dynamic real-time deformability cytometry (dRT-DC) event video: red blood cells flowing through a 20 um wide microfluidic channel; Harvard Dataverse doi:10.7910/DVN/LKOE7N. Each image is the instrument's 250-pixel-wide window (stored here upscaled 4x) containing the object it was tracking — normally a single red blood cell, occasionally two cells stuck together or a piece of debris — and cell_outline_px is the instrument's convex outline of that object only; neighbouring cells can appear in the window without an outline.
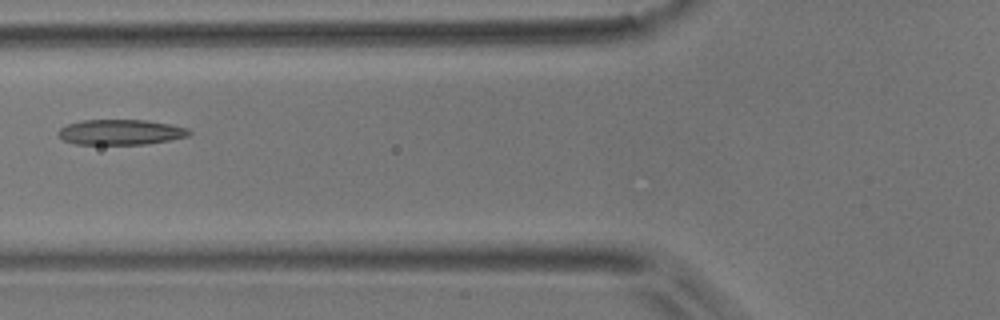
{"species": "common noctule bat (a hibernating species)", "species_latin": "Nyctalus noctula", "temperature_condition": "room temperature", "stored_images_in_passage": 8, "camera_frame_rate_fps": 3000, "um_per_image_px": 0.085, "animal": {"sex": "male", "body_mass_g": 17.9}, "frame": {"image": 1, "passage_image": 5, "time_ms": 5.0, "image_size_px": [1000, 320], "cell_outline_px": [[192, 132], [188, 136], [168, 140], [144, 144], [76, 144], [64, 140], [56, 132], [60, 128], [68, 124], [84, 120], [144, 120], [172, 124], [188, 128]], "centroid_in_image_um": [10.26, 11.23], "position_along_channel_um": 115.5, "area_um2": 19.19}}
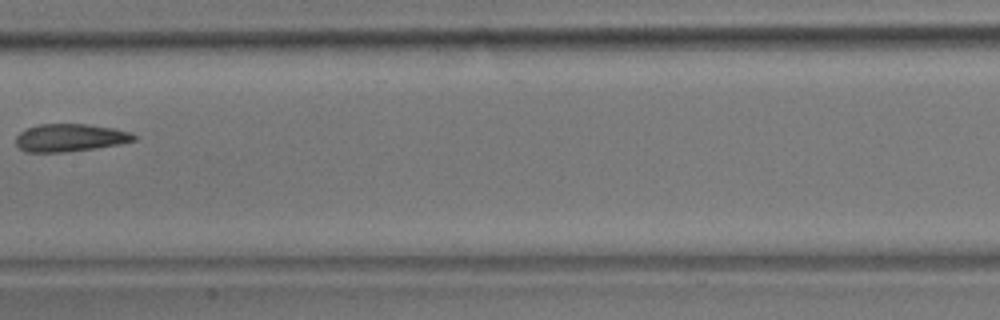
{"frame": {"image": 2, "passage_image": 7, "time_ms": 7.333, "image_size_px": [1000, 320], "cell_outline_px": [[136, 140], [120, 144], [96, 148], [64, 152], [24, 152], [16, 144], [16, 136], [20, 132], [36, 124], [88, 124], [112, 128], [132, 132], [136, 136]], "centroid_in_image_um": [5.96, 11.7], "position_along_channel_um": 201.4, "area_um2": 19.13}}
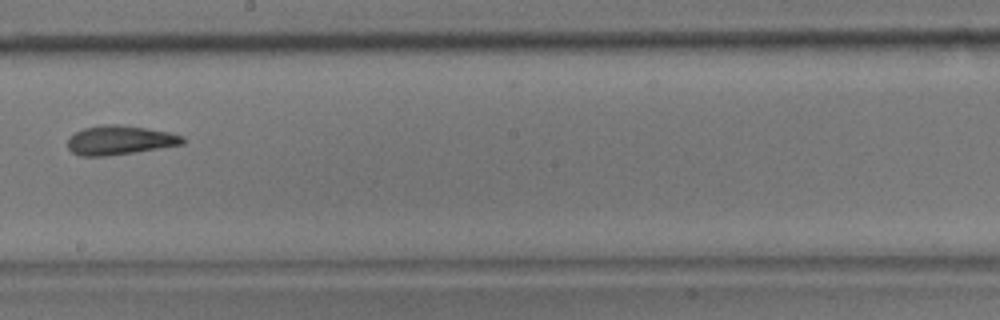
{"frame": {"image": 3, "passage_image": 8, "time_ms": 8.333, "image_size_px": [1000, 320], "cell_outline_px": [[184, 144], [132, 152], [104, 156], [80, 156], [72, 152], [68, 148], [68, 140], [76, 132], [84, 128], [108, 124], [116, 124], [172, 132], [184, 136]], "centroid_in_image_um": [10.2, 11.91], "position_along_channel_um": 238.0, "area_um2": 19.25}}